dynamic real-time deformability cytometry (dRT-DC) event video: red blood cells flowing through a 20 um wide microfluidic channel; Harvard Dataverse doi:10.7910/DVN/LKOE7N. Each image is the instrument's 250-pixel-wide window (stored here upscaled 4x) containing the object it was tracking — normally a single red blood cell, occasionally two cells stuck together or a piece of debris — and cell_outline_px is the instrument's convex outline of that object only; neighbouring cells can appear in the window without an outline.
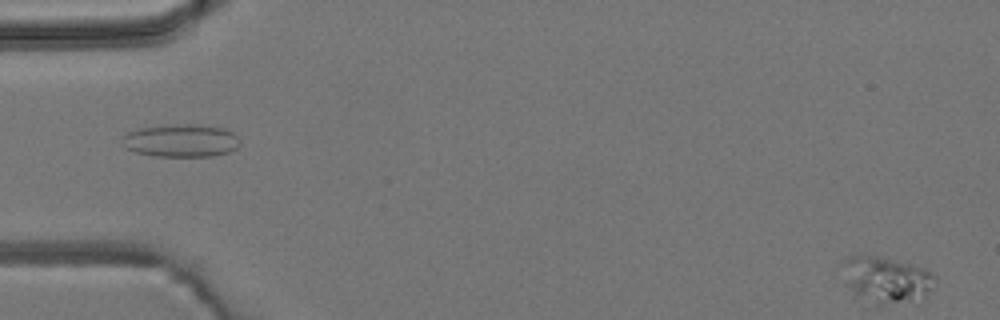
{"species": "common noctule bat (a hibernating species)", "species_latin": "Nyctalus noctula", "temperature_condition": "room temperature", "stored_images_in_passage": 6, "camera_frame_rate_fps": 3000, "um_per_image_px": 0.085, "animal": {"sex": "male", "body_mass_g": 19.2, "forearm_length_mm": 51.8}, "frame": {"image": 1, "passage_image": 5, "time_ms": 4.667, "image_size_px": [1000, 320], "cell_outline_px": [[240, 144], [236, 148], [228, 152], [212, 156], [156, 156], [136, 152], [124, 148], [120, 140], [120, 136], [128, 132], [140, 128], [176, 124], [196, 124], [224, 128], [232, 132], [236, 136]], "centroid_in_image_um": [15.34, 11.95], "position_along_channel_um": 69.7, "area_um2": 22.6}}